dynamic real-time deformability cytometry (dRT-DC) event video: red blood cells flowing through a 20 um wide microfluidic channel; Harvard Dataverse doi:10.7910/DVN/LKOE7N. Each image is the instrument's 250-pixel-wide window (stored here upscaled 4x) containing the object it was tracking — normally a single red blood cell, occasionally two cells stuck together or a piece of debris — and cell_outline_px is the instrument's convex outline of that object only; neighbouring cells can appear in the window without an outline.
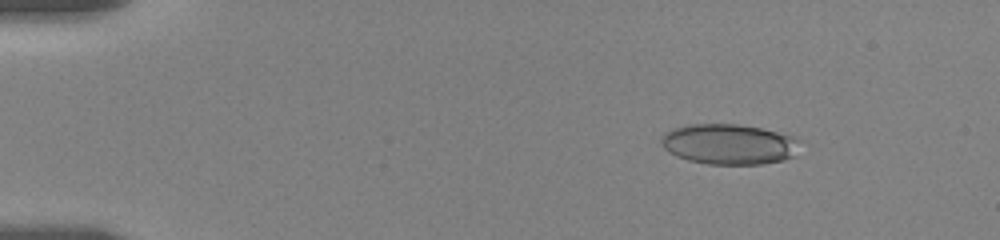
{"species": "human", "species_latin": "Homo sapiens", "temperature_condition": "room temperature", "stored_images_in_passage": 47, "camera_frame_rate_fps": 3000, "um_per_image_px": 0.085, "donor": {"sex": "female"}, "frame": {"image": 1, "passage_image": 7, "time_ms": 2.333, "image_size_px": [1000, 240], "cell_outline_px": [[796, 156], [784, 160], [760, 164], [708, 164], [688, 160], [676, 156], [668, 152], [664, 148], [660, 140], [664, 132], [688, 124], [740, 124], [760, 128], [792, 136], [796, 140]], "centroid_in_image_um": [61.92, 12.26], "position_along_channel_um": 23.1, "area_um2": 32.48}}
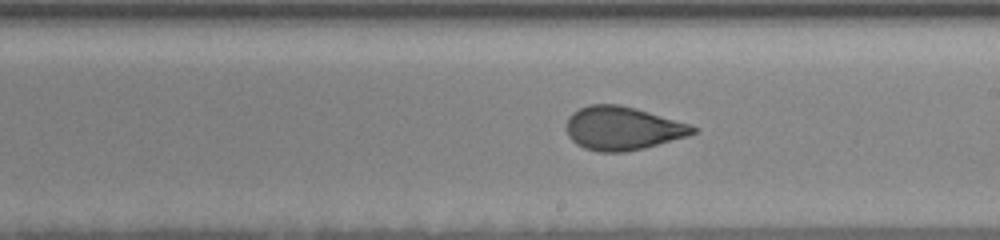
{"frame": {"image": 2, "passage_image": 28, "time_ms": 11.0, "image_size_px": [1000, 240], "cell_outline_px": [[700, 128], [696, 132], [688, 136], [644, 148], [624, 152], [600, 152], [584, 148], [576, 144], [568, 136], [568, 116], [572, 112], [588, 104], [620, 104], [636, 108], [688, 124]], "centroid_in_image_um": [52.91, 10.9], "position_along_channel_um": 236.1, "area_um2": 31.96}}
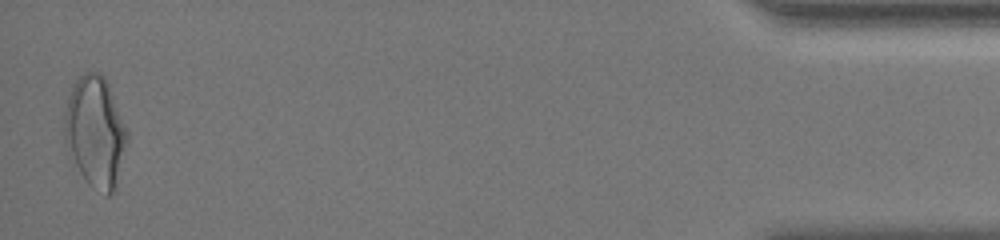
{"frame": {"image": 3, "passage_image": 47, "time_ms": 18.667, "image_size_px": [1000, 240], "cell_outline_px": [[128, 140], [112, 192], [108, 196], [104, 196], [92, 188], [88, 184], [80, 172], [76, 164], [64, 132], [64, 112], [68, 96], [72, 84], [84, 72], [100, 72], [104, 76], [108, 84], [128, 132]], "centroid_in_image_um": [8.1, 11.16], "position_along_channel_um": 427.1, "area_um2": 39.71}, "authors_computed_cell_mechanics": {"area_um2": 32.5414, "velocity_mm_per_s": 3.5067, "shape_relaxation_time_tau1_ms": 3.8451, "shape_relaxation_time_tau2_ms": 0.9459, "deformation_change_tau1": 0.1339, "deformation_change_tau2": 0.0638}}